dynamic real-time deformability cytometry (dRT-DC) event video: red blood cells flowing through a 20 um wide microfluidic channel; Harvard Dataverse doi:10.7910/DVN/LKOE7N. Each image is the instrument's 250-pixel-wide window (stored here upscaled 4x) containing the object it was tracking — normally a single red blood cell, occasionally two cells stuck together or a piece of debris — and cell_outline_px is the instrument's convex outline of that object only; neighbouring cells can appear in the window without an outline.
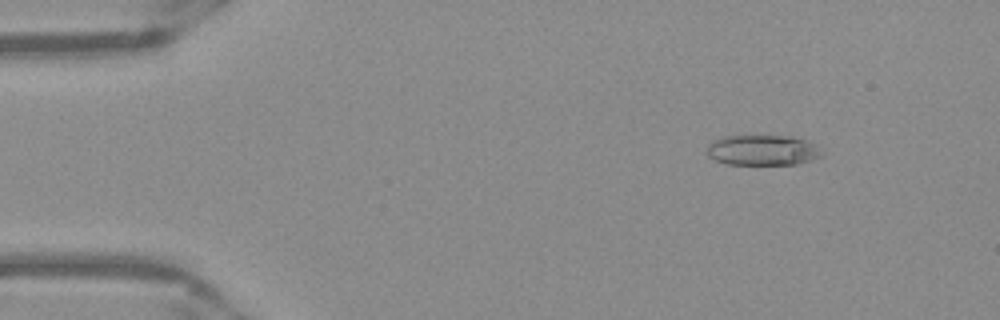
{"species": "Egyptian fruit bat (a non-hibernating species)", "species_latin": "Rousettus aegyptiacus", "temperature_condition": "warm", "stored_images_in_passage": 51, "camera_frame_rate_fps": 3000, "um_per_image_px": 0.085, "frame": {"image": 1, "passage_image": 6, "time_ms": 1.667, "image_size_px": [1000, 320], "cell_outline_px": [[820, 156], [796, 164], [728, 164], [716, 160], [708, 156], [708, 144], [712, 140], [724, 136], [788, 136], [808, 140], [816, 144]], "centroid_in_image_um": [64.77, 12.75], "position_along_channel_um": 20.2, "area_um2": 20.06}}
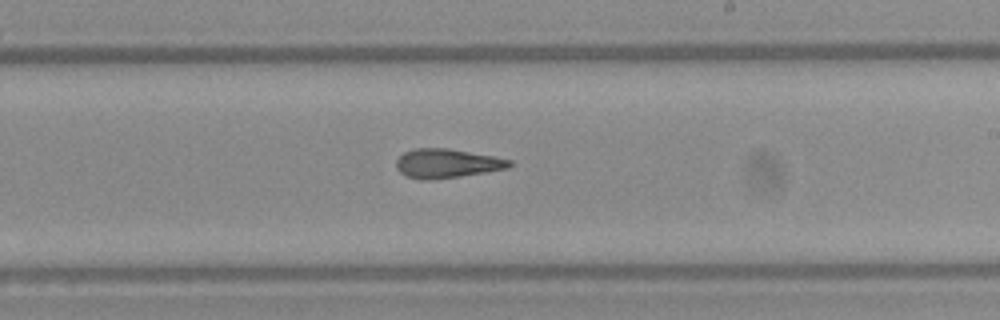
{"frame": {"image": 2, "passage_image": 30, "time_ms": 9.667, "image_size_px": [1000, 320], "cell_outline_px": [[512, 164], [508, 168], [460, 176], [428, 180], [420, 180], [408, 176], [400, 172], [396, 168], [396, 160], [404, 152], [412, 148], [448, 148], [492, 156], [512, 160]], "centroid_in_image_um": [37.95, 13.88], "position_along_channel_um": 251.0, "area_um2": 19.07}}
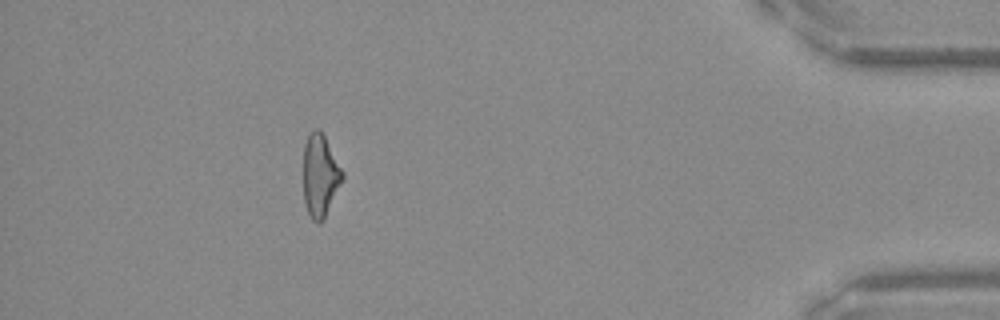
{"frame": {"image": 3, "passage_image": 46, "time_ms": 15.0, "image_size_px": [1000, 320], "cell_outline_px": [[344, 176], [324, 220], [320, 224], [312, 220], [308, 212], [304, 200], [304, 144], [308, 136], [316, 128], [320, 128], [344, 172]], "centroid_in_image_um": [27.22, 14.93], "position_along_channel_um": 408.0, "area_um2": 18.67}, "authors_computed_cell_mechanics": {"area_um2": 19.652, "velocity_mm_per_s": 3.9542, "shape_relaxation_time_tau1_ms": 9.8708, "shape_relaxation_time_tau2_ms": 2.9436, "deformation_change_tau1": 0.2738, "deformation_change_tau2": 0.138}}